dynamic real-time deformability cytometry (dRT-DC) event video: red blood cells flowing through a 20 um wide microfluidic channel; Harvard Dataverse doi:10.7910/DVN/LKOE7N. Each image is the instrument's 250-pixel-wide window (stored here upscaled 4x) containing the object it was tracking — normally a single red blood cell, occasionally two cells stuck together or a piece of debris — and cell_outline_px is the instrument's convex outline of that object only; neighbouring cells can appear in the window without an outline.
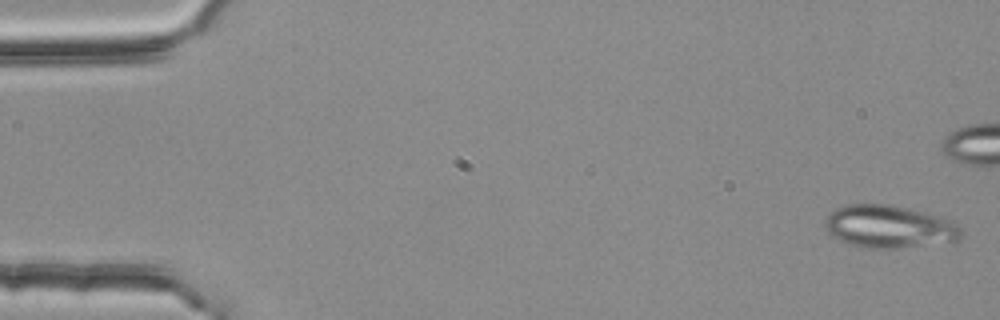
{"species": "common noctule bat (a hibernating species)", "species_latin": "Nyctalus noctula", "temperature_condition": "room temperature", "stored_images_in_passage": 4, "camera_frame_rate_fps": 3000, "um_per_image_px": 0.085, "animal": {"sex": "female", "body_mass_g": 25.1}, "frame": {"image": 1, "passage_image": 1, "time_ms": 0.0, "image_size_px": [1000, 320], "cell_outline_px": [[964, 232], [956, 240], [892, 248], [864, 248], [848, 244], [840, 240], [828, 232], [824, 224], [824, 220], [836, 208], [844, 204], [888, 204], [908, 208], [936, 216], [948, 220], [956, 224]], "centroid_in_image_um": [75.5, 19.25], "position_along_channel_um": 9.5, "area_um2": 33.23}}
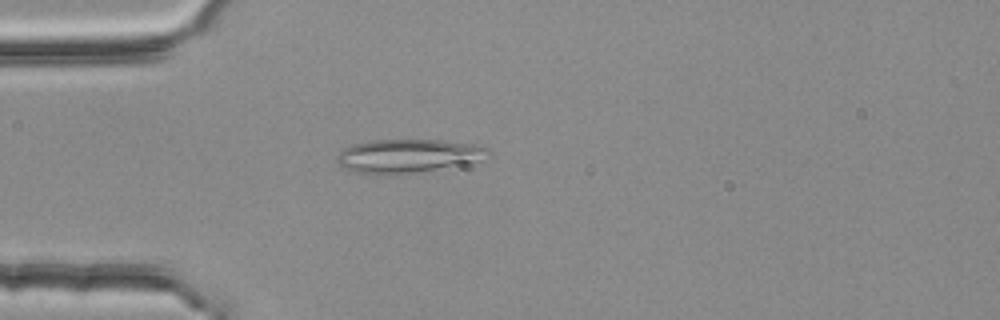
{"frame": {"image": 2, "passage_image": 4, "time_ms": 1.0, "image_size_px": [1000, 320], "cell_outline_px": [[492, 152], [476, 160], [392, 176], [380, 176], [356, 172], [344, 168], [340, 164], [336, 156], [344, 148], [356, 144], [372, 140], [444, 140], [480, 144], [488, 148]], "centroid_in_image_um": [34.61, 13.24], "position_along_channel_um": 50.4, "area_um2": 29.19}}